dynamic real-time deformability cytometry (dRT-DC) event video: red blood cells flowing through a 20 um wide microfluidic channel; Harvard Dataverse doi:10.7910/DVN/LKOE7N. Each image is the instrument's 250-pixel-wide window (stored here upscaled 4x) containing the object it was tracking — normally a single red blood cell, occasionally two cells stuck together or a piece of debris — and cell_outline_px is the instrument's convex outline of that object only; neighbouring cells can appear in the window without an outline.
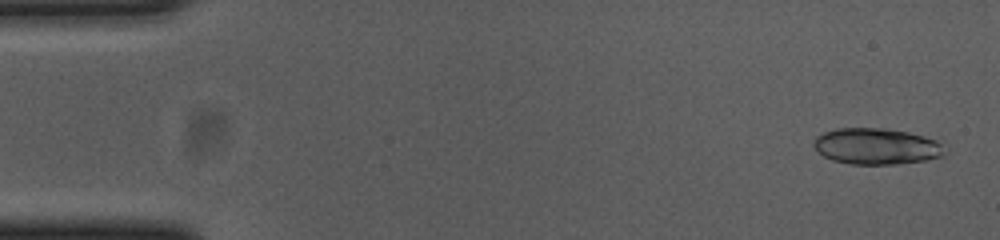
{"species": "common noctule bat (a hibernating species)", "species_latin": "Nyctalus noctula", "temperature_condition": "cold", "stored_images_in_passage": 54, "segment_of_instrument_passage": [1, 2], "camera_frame_rate_fps": 3000, "um_per_image_px": 0.085, "animal": {"sex": "female", "body_mass_g": 23.0, "forearm_length_mm": 53.4}, "frame": {"image": 1, "passage_image": 2, "time_ms": 0.333, "image_size_px": [1000, 240], "cell_outline_px": [[948, 152], [944, 156], [924, 160], [896, 164], [848, 164], [832, 160], [824, 156], [812, 144], [816, 136], [824, 132], [836, 128], [884, 128], [908, 132], [924, 136], [936, 140]], "centroid_in_image_um": [74.5, 12.43], "position_along_channel_um": 10.5, "area_um2": 27.69}}
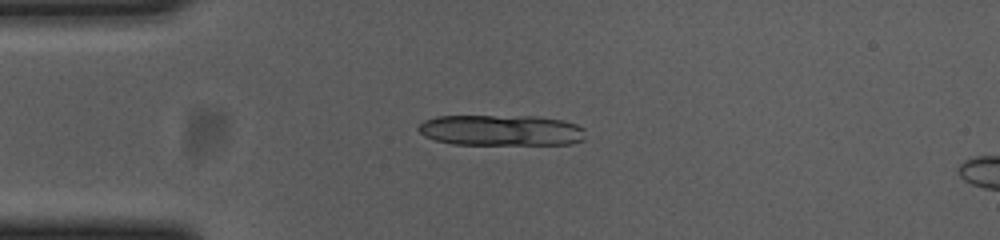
{"frame": {"image": 2, "passage_image": 13, "time_ms": 4.0, "image_size_px": [1000, 240], "cell_outline_px": [[584, 140], [572, 144], [452, 144], [436, 140], [424, 136], [416, 128], [424, 120], [436, 116], [536, 116], [564, 120], [576, 124], [584, 128]], "centroid_in_image_um": [42.6, 11.07], "position_along_channel_um": 42.4, "area_um2": 30.23}}